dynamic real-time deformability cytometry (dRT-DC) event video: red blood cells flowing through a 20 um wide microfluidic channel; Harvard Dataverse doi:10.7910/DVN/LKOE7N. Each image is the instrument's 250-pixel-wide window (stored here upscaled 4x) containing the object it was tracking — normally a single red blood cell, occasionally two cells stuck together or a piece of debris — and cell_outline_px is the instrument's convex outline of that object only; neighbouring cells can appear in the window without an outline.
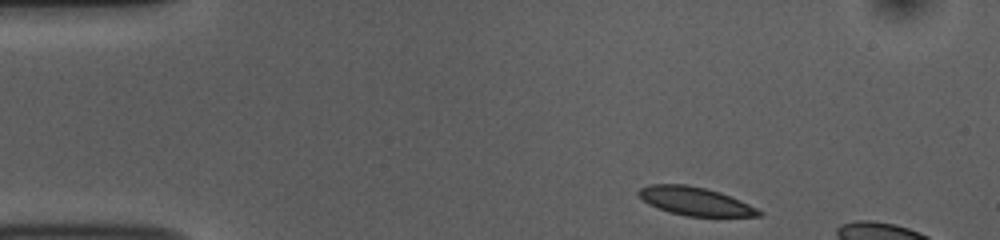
{"species": "common noctule bat (a hibernating species)", "species_latin": "Nyctalus noctula", "temperature_condition": "room temperature", "stored_images_in_passage": 8, "camera_frame_rate_fps": 3000, "um_per_image_px": 0.085, "animal": {"sex": "female", "body_mass_g": 10.0, "forearm_length_mm": 53.1}, "frame": {"image": 1, "passage_image": 1, "time_ms": 0.0, "image_size_px": [1000, 240], "cell_outline_px": [[764, 212], [760, 216], [688, 216], [656, 208], [648, 204], [636, 192], [640, 188], [648, 184], [688, 184], [720, 192], [740, 200]], "centroid_in_image_um": [59.06, 17.09], "position_along_channel_um": 25.9, "area_um2": 19.71}}